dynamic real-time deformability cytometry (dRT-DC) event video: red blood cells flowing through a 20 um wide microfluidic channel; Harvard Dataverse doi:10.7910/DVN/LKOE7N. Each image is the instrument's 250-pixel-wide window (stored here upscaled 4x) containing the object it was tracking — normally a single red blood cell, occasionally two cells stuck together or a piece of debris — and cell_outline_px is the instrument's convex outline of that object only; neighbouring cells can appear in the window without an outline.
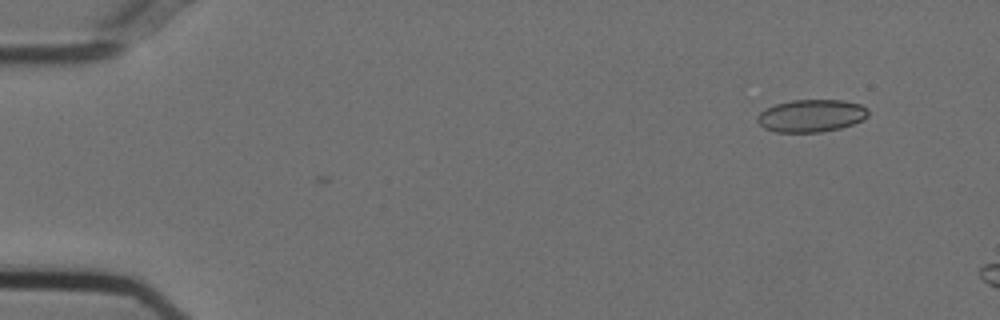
{"species": "Egyptian fruit bat (a non-hibernating species)", "species_latin": "Rousettus aegyptiacus", "temperature_condition": "cold", "stored_images_in_passage": 7, "camera_frame_rate_fps": 3000, "um_per_image_px": 0.085, "animal": {"sex": "female"}, "frame": {"image": 1, "passage_image": 1, "time_ms": 0.0, "image_size_px": [1000, 320], "cell_outline_px": [[868, 116], [864, 120], [840, 128], [820, 132], [776, 132], [764, 128], [756, 120], [756, 116], [764, 108], [776, 104], [792, 100], [844, 100], [860, 104], [868, 108]], "centroid_in_image_um": [68.95, 9.83], "position_along_channel_um": 16.0, "area_um2": 21.15}}